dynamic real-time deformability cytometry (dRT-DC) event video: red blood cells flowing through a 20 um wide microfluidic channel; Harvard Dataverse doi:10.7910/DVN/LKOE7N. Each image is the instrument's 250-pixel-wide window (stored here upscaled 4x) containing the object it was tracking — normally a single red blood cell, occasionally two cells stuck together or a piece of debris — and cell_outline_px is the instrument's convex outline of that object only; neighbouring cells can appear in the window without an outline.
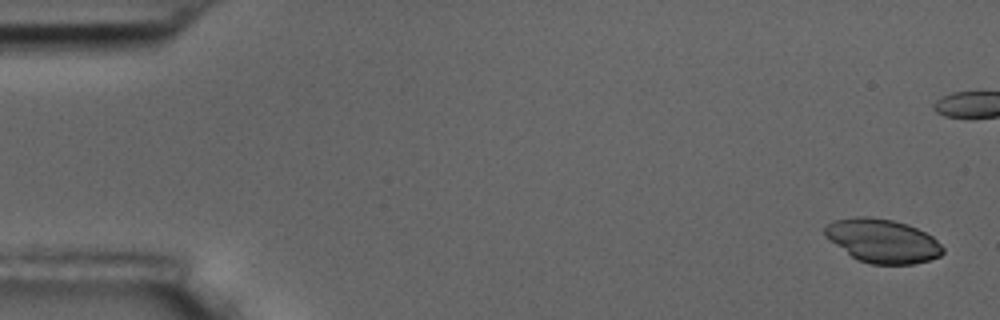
{"species": "common noctule bat (a hibernating species)", "species_latin": "Nyctalus noctula", "temperature_condition": "room temperature", "stored_images_in_passage": 10, "camera_frame_rate_fps": 3000, "um_per_image_px": 0.085, "animal": {"sex": "male", "body_mass_g": 17.5, "forearm_length_mm": 52.3}, "frame": {"image": 1, "passage_image": 1, "time_ms": 0.0, "image_size_px": [1000, 320], "cell_outline_px": [[944, 252], [940, 256], [928, 260], [912, 264], [872, 264], [856, 260], [824, 236], [824, 228], [832, 220], [856, 216], [868, 216], [892, 220], [908, 224], [932, 236], [944, 248]], "centroid_in_image_um": [74.99, 20.47], "position_along_channel_um": 10.0, "area_um2": 30.11}}
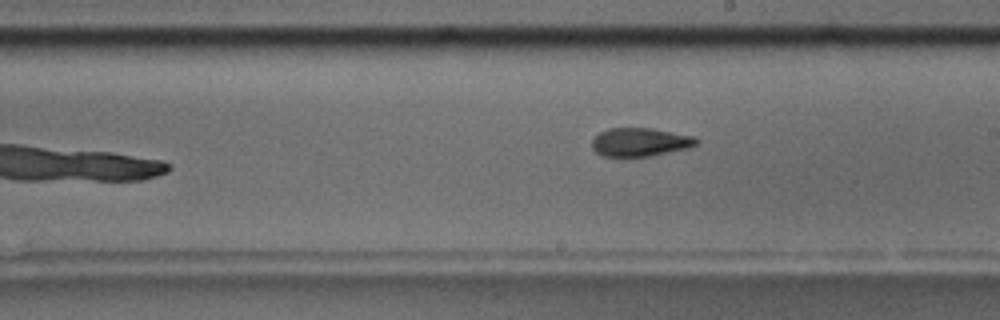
{"frame": {"image": 2, "passage_image": 10, "time_ms": 11.333, "image_size_px": [1000, 320], "cell_outline_px": [[700, 140], [696, 144], [688, 148], [652, 156], [604, 156], [596, 152], [592, 148], [592, 140], [600, 132], [608, 128], [652, 128], [692, 136]], "centroid_in_image_um": [54.4, 12.08], "position_along_channel_um": 234.6, "area_um2": 17.22}}